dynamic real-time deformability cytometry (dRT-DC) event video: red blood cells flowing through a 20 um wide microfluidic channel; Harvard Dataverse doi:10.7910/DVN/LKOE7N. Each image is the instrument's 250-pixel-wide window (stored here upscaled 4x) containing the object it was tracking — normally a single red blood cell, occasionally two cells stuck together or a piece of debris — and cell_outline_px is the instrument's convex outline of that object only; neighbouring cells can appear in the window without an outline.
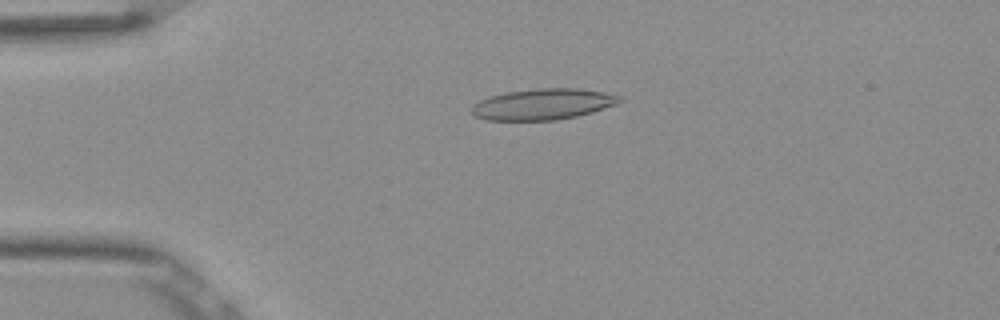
{"species": "Egyptian fruit bat (a non-hibernating species)", "species_latin": "Rousettus aegyptiacus", "temperature_condition": "room temperature", "stored_images_in_passage": 52, "camera_frame_rate_fps": 3000, "um_per_image_px": 0.085, "frame": {"image": 1, "passage_image": 12, "time_ms": 3.667, "image_size_px": [1000, 320], "cell_outline_px": [[624, 100], [616, 104], [592, 112], [576, 116], [556, 120], [484, 120], [476, 116], [472, 112], [472, 108], [480, 100], [488, 96], [508, 92], [536, 88], [580, 88], [604, 92], [624, 96]], "centroid_in_image_um": [46.2, 8.85], "position_along_channel_um": 38.8, "area_um2": 26.76}}
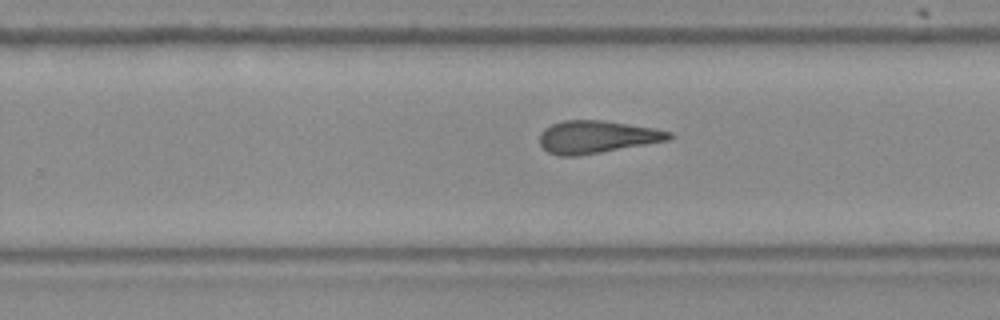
{"frame": {"image": 2, "passage_image": 33, "time_ms": 10.667, "image_size_px": [1000, 320], "cell_outline_px": [[672, 136], [668, 140], [580, 156], [560, 156], [548, 152], [540, 144], [540, 132], [544, 128], [552, 124], [564, 120], [604, 120], [656, 128], [672, 132]], "centroid_in_image_um": [50.71, 11.63], "position_along_channel_um": 279.1, "area_um2": 24.62}}
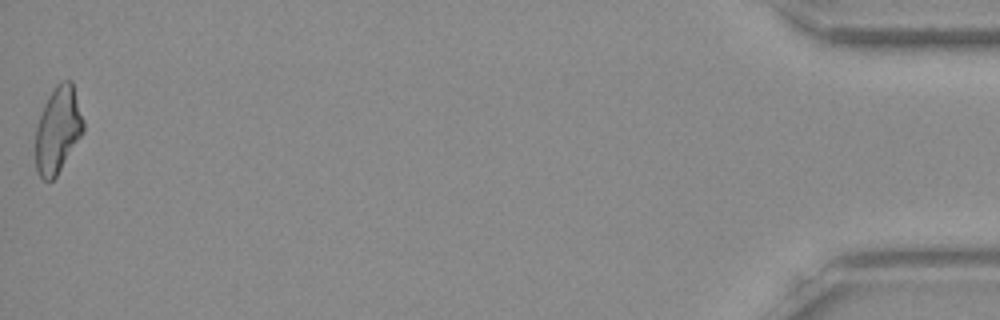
{"frame": {"image": 3, "passage_image": 52, "time_ms": 17.0, "image_size_px": [1000, 320], "cell_outline_px": [[84, 132], [56, 176], [52, 180], [44, 180], [36, 172], [36, 128], [44, 104], [48, 96], [56, 84], [60, 80], [72, 80], [84, 120]], "centroid_in_image_um": [4.93, 11.01], "position_along_channel_um": 430.3, "area_um2": 24.1}, "authors_computed_cell_mechanics": {"area_um2": 25.2875, "velocity_mm_per_s": 3.8875, "shape_relaxation_time_tau1_ms": null, "shape_relaxation_time_tau2_ms": 3.8916, "deformation_change_tau1": null, "deformation_change_tau2": 0.1472}}